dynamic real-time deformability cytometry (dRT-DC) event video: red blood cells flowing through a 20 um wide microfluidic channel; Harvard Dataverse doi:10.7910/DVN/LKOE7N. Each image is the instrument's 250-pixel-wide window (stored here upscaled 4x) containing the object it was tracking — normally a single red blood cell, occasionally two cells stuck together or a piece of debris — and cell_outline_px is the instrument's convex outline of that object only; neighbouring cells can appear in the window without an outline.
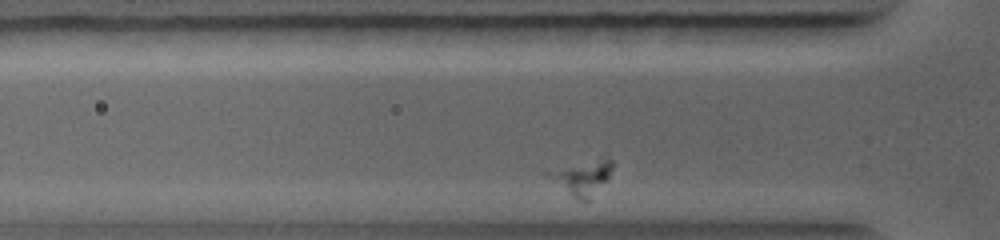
{"species": "common noctule bat (a hibernating species)", "species_latin": "Nyctalus noctula", "temperature_condition": "warm", "stored_images_in_passage": 18, "camera_frame_rate_fps": 5000, "um_per_image_px": 0.085, "animal": {"sex": "female", "body_mass_g": 19.0, "forearm_length_mm": 56.7}, "frame": {"image": 1, "passage_image": 2, "time_ms": 0.4, "image_size_px": [1000, 240], "cell_outline_px": [[612, 168], [608, 180], [588, 204], [580, 200], [548, 176], [544, 172], [600, 156], [612, 160]], "centroid_in_image_um": [49.59, 15.07], "position_along_channel_um": 76.2, "area_um2": 12.89}}
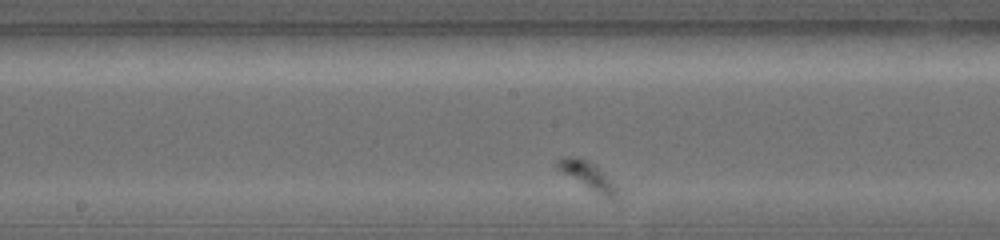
{"frame": {"image": 2, "passage_image": 9, "time_ms": 3.2, "image_size_px": [1000, 240], "cell_outline_px": [[636, 188], [632, 192], [616, 200], [604, 196], [596, 192], [556, 168], [556, 160], [560, 156], [576, 156], [592, 164]], "centroid_in_image_um": [50.47, 15.07], "position_along_channel_um": 197.7, "area_um2": 11.5}}
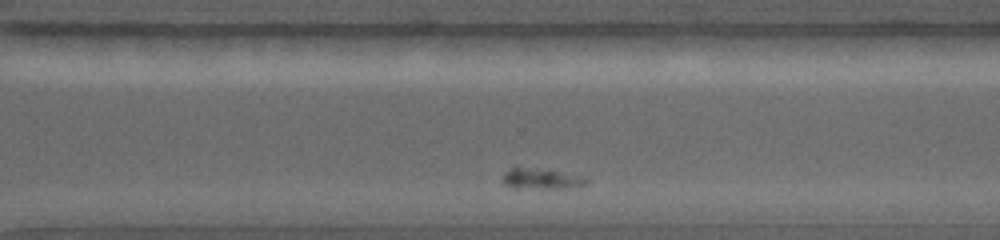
{"frame": {"image": 3, "passage_image": 16, "time_ms": 6.0, "image_size_px": [1000, 240], "cell_outline_px": [[588, 180], [584, 184], [568, 188], [512, 188], [504, 184], [500, 180], [504, 172], [516, 164], [576, 176]], "centroid_in_image_um": [45.78, 15.17], "position_along_channel_um": 324.8, "area_um2": 10.06}}